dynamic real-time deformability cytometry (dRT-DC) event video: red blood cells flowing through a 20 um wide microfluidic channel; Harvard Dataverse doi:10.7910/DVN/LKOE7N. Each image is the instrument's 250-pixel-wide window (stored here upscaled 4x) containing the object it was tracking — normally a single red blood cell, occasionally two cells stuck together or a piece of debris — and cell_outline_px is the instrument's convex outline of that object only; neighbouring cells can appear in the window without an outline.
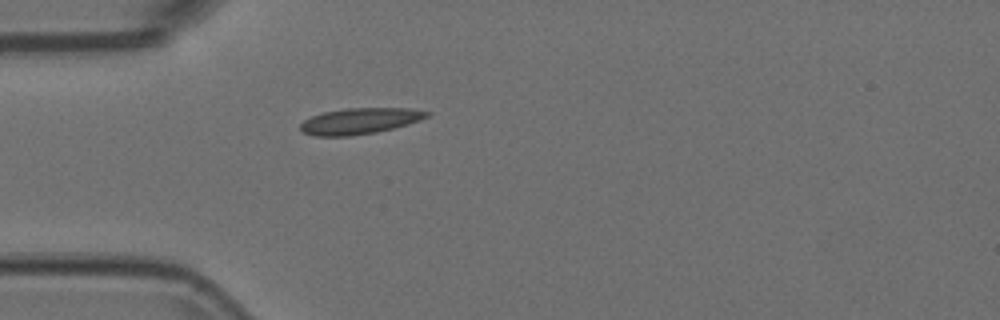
{"species": "Egyptian fruit bat (a non-hibernating species)", "species_latin": "Rousettus aegyptiacus", "temperature_condition": "room temperature", "stored_images_in_passage": 39, "camera_frame_rate_fps": 3000, "um_per_image_px": 0.085, "animal": {"sex": "female"}, "frame": {"image": 1, "passage_image": 1, "time_ms": 0.0, "image_size_px": [1000, 320], "cell_outline_px": [[432, 112], [428, 116], [420, 120], [408, 124], [376, 132], [348, 136], [316, 136], [304, 132], [300, 128], [300, 124], [304, 120], [312, 116], [324, 112], [348, 108], [408, 108]], "centroid_in_image_um": [30.59, 10.28], "position_along_channel_um": 54.4, "area_um2": 19.02}}
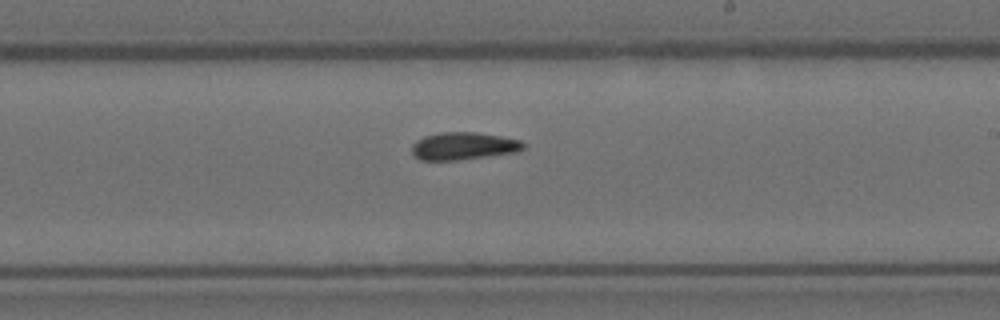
{"frame": {"image": 2, "passage_image": 17, "time_ms": 5.333, "image_size_px": [1000, 320], "cell_outline_px": [[528, 144], [524, 148], [516, 152], [456, 160], [420, 160], [412, 156], [412, 144], [416, 140], [424, 136], [440, 132], [476, 132], [500, 136], [520, 140]], "centroid_in_image_um": [39.37, 12.41], "position_along_channel_um": 249.6, "area_um2": 17.98}}
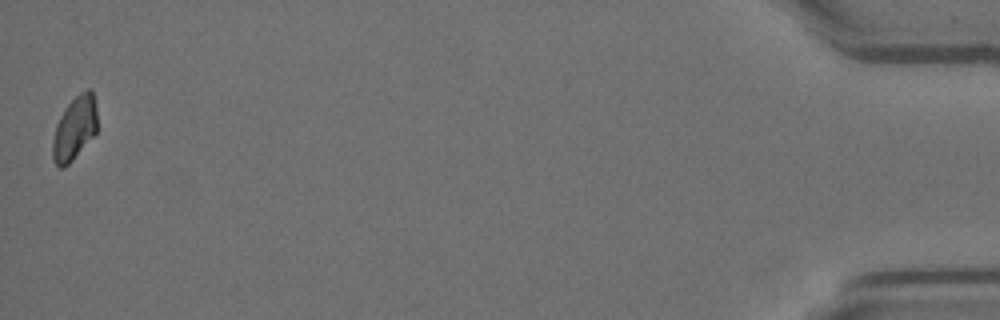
{"frame": {"image": 3, "passage_image": 39, "time_ms": 12.667, "image_size_px": [1000, 320], "cell_outline_px": [[96, 132], [72, 160], [64, 168], [60, 168], [52, 160], [52, 140], [56, 124], [60, 116], [68, 104], [80, 92], [88, 88], [92, 92], [96, 108]], "centroid_in_image_um": [6.31, 10.92], "position_along_channel_um": 428.9, "area_um2": 16.3}}